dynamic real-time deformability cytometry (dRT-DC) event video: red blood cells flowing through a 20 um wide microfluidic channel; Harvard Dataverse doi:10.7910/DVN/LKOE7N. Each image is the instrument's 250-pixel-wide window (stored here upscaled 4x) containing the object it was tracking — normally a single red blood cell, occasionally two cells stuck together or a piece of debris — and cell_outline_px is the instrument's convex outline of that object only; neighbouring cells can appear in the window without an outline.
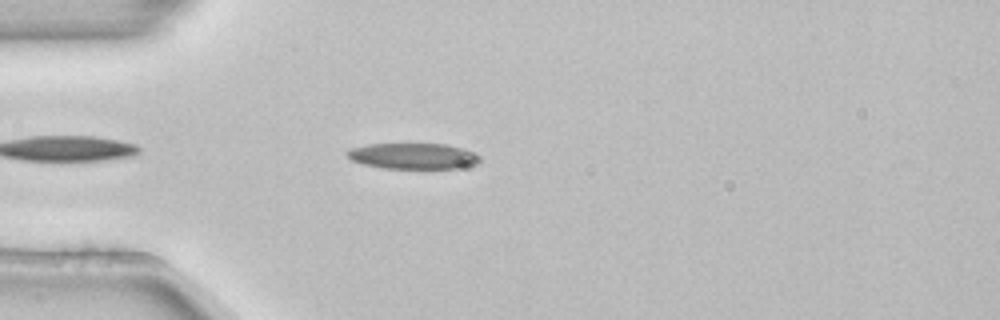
{"species": "common noctule bat (a hibernating species)", "species_latin": "Nyctalus noctula", "temperature_condition": "room temperature", "stored_images_in_passage": 1, "camera_frame_rate_fps": 3000, "um_per_image_px": 0.085, "animal": {"sex": "female", "body_mass_g": 22.7, "forearm_length_mm": 54.2}, "frame": {"image": 1, "passage_image": 1, "time_ms": 0.0, "image_size_px": [1000, 320], "cell_outline_px": [[480, 160], [476, 164], [456, 168], [384, 168], [364, 164], [352, 160], [344, 152], [352, 148], [368, 144], [448, 144], [464, 148], [480, 156]], "centroid_in_image_um": [35.12, 13.25], "position_along_channel_um": 49.9, "area_um2": 19.88}}